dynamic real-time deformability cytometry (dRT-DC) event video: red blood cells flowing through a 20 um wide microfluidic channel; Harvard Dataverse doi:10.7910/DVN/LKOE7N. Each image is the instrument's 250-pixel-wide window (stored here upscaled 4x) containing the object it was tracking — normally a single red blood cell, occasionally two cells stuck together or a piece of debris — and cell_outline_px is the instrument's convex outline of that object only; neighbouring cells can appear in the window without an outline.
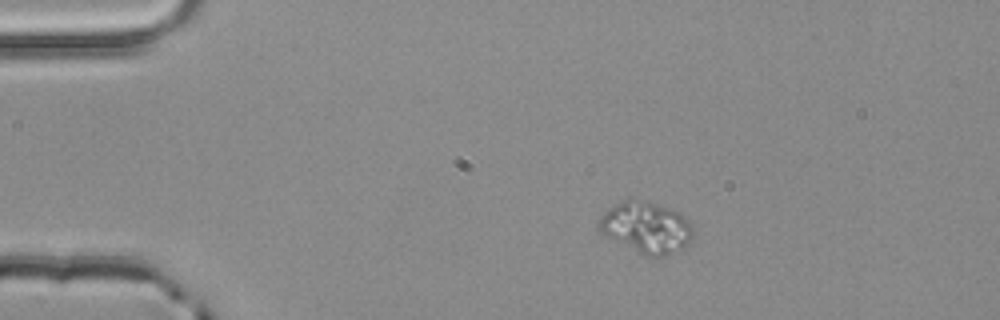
{"species": "common noctule bat (a hibernating species)", "species_latin": "Nyctalus noctula", "temperature_condition": "room temperature", "stored_images_in_passage": 2, "camera_frame_rate_fps": 3000, "um_per_image_px": 0.085, "animal": {"sex": "male", "body_mass_g": 20.4}, "frame": {"image": 1, "passage_image": 1, "time_ms": 0.0, "image_size_px": [1000, 320], "cell_outline_px": [[692, 236], [688, 244], [684, 248], [664, 256], [648, 256], [600, 232], [596, 224], [600, 216], [604, 212], [616, 204], [632, 196], [648, 200], [672, 208], [680, 212], [692, 228]], "centroid_in_image_um": [54.93, 19.27], "position_along_channel_um": 30.1, "area_um2": 28.09}}